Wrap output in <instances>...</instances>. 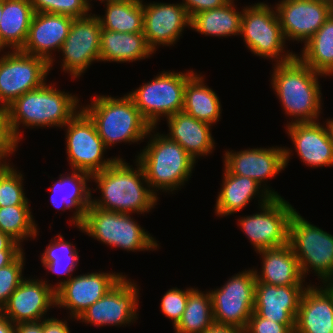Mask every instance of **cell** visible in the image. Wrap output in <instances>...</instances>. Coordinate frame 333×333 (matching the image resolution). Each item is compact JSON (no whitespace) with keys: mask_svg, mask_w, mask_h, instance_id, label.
Wrapping results in <instances>:
<instances>
[{"mask_svg":"<svg viewBox=\"0 0 333 333\" xmlns=\"http://www.w3.org/2000/svg\"><path fill=\"white\" fill-rule=\"evenodd\" d=\"M240 36L246 47L257 57L271 59L275 63L291 60L295 52L286 51L276 9L271 4L258 2L244 6Z\"/></svg>","mask_w":333,"mask_h":333,"instance_id":"52a82bcc","label":"cell"},{"mask_svg":"<svg viewBox=\"0 0 333 333\" xmlns=\"http://www.w3.org/2000/svg\"><path fill=\"white\" fill-rule=\"evenodd\" d=\"M92 100L89 105H81V109L93 121L107 149L121 142L138 144L147 138L152 126L128 94L119 98L97 95Z\"/></svg>","mask_w":333,"mask_h":333,"instance_id":"5b68a950","label":"cell"},{"mask_svg":"<svg viewBox=\"0 0 333 333\" xmlns=\"http://www.w3.org/2000/svg\"><path fill=\"white\" fill-rule=\"evenodd\" d=\"M323 286L326 288V290L332 295L333 297V275L330 277H327L323 282Z\"/></svg>","mask_w":333,"mask_h":333,"instance_id":"816d5d0a","label":"cell"},{"mask_svg":"<svg viewBox=\"0 0 333 333\" xmlns=\"http://www.w3.org/2000/svg\"><path fill=\"white\" fill-rule=\"evenodd\" d=\"M18 143L10 125L7 108H0V170L12 166L7 158L17 151Z\"/></svg>","mask_w":333,"mask_h":333,"instance_id":"b9f144b4","label":"cell"},{"mask_svg":"<svg viewBox=\"0 0 333 333\" xmlns=\"http://www.w3.org/2000/svg\"><path fill=\"white\" fill-rule=\"evenodd\" d=\"M288 244L304 278L312 270L321 282L333 275V235L311 224L296 210L289 223Z\"/></svg>","mask_w":333,"mask_h":333,"instance_id":"9c48e42d","label":"cell"},{"mask_svg":"<svg viewBox=\"0 0 333 333\" xmlns=\"http://www.w3.org/2000/svg\"><path fill=\"white\" fill-rule=\"evenodd\" d=\"M35 13H51L75 18L87 16L92 11L86 0H30Z\"/></svg>","mask_w":333,"mask_h":333,"instance_id":"f35d334b","label":"cell"},{"mask_svg":"<svg viewBox=\"0 0 333 333\" xmlns=\"http://www.w3.org/2000/svg\"><path fill=\"white\" fill-rule=\"evenodd\" d=\"M3 14V0H0V20Z\"/></svg>","mask_w":333,"mask_h":333,"instance_id":"11a10c76","label":"cell"},{"mask_svg":"<svg viewBox=\"0 0 333 333\" xmlns=\"http://www.w3.org/2000/svg\"><path fill=\"white\" fill-rule=\"evenodd\" d=\"M262 257V270L253 268L256 282L275 286H309L299 266V262L289 244L256 251ZM304 282V284H303Z\"/></svg>","mask_w":333,"mask_h":333,"instance_id":"4316f807","label":"cell"},{"mask_svg":"<svg viewBox=\"0 0 333 333\" xmlns=\"http://www.w3.org/2000/svg\"><path fill=\"white\" fill-rule=\"evenodd\" d=\"M3 316L2 308L0 307V318Z\"/></svg>","mask_w":333,"mask_h":333,"instance_id":"9f6ffc18","label":"cell"},{"mask_svg":"<svg viewBox=\"0 0 333 333\" xmlns=\"http://www.w3.org/2000/svg\"><path fill=\"white\" fill-rule=\"evenodd\" d=\"M192 287L186 289H178L177 287H173L169 289L161 298V312L168 319L172 320L173 327H175L186 308L188 294L192 290Z\"/></svg>","mask_w":333,"mask_h":333,"instance_id":"60d3db41","label":"cell"},{"mask_svg":"<svg viewBox=\"0 0 333 333\" xmlns=\"http://www.w3.org/2000/svg\"><path fill=\"white\" fill-rule=\"evenodd\" d=\"M275 5L285 40L304 44L333 12V0H281Z\"/></svg>","mask_w":333,"mask_h":333,"instance_id":"e0dca14e","label":"cell"},{"mask_svg":"<svg viewBox=\"0 0 333 333\" xmlns=\"http://www.w3.org/2000/svg\"><path fill=\"white\" fill-rule=\"evenodd\" d=\"M273 66L271 85L283 111L292 117L289 123L317 122L323 106L318 78L325 75L312 70L297 55Z\"/></svg>","mask_w":333,"mask_h":333,"instance_id":"7a4b0ae2","label":"cell"},{"mask_svg":"<svg viewBox=\"0 0 333 333\" xmlns=\"http://www.w3.org/2000/svg\"><path fill=\"white\" fill-rule=\"evenodd\" d=\"M0 250H23L22 245L0 231Z\"/></svg>","mask_w":333,"mask_h":333,"instance_id":"c3c4849f","label":"cell"},{"mask_svg":"<svg viewBox=\"0 0 333 333\" xmlns=\"http://www.w3.org/2000/svg\"><path fill=\"white\" fill-rule=\"evenodd\" d=\"M131 214L107 211L92 205L87 209L79 231L111 247L136 251H153L159 245Z\"/></svg>","mask_w":333,"mask_h":333,"instance_id":"8992f818","label":"cell"},{"mask_svg":"<svg viewBox=\"0 0 333 333\" xmlns=\"http://www.w3.org/2000/svg\"><path fill=\"white\" fill-rule=\"evenodd\" d=\"M230 1L231 0H182L180 3L191 18L196 13L221 7Z\"/></svg>","mask_w":333,"mask_h":333,"instance_id":"ee69618b","label":"cell"},{"mask_svg":"<svg viewBox=\"0 0 333 333\" xmlns=\"http://www.w3.org/2000/svg\"><path fill=\"white\" fill-rule=\"evenodd\" d=\"M203 333H244V331L234 326L213 323Z\"/></svg>","mask_w":333,"mask_h":333,"instance_id":"7dc6e473","label":"cell"},{"mask_svg":"<svg viewBox=\"0 0 333 333\" xmlns=\"http://www.w3.org/2000/svg\"><path fill=\"white\" fill-rule=\"evenodd\" d=\"M204 82L201 73L197 72L187 81L183 111L213 126L221 119L222 105L216 92Z\"/></svg>","mask_w":333,"mask_h":333,"instance_id":"4dcf8cb0","label":"cell"},{"mask_svg":"<svg viewBox=\"0 0 333 333\" xmlns=\"http://www.w3.org/2000/svg\"><path fill=\"white\" fill-rule=\"evenodd\" d=\"M294 333H333V297L323 285L307 286L295 319Z\"/></svg>","mask_w":333,"mask_h":333,"instance_id":"d4e9b609","label":"cell"},{"mask_svg":"<svg viewBox=\"0 0 333 333\" xmlns=\"http://www.w3.org/2000/svg\"><path fill=\"white\" fill-rule=\"evenodd\" d=\"M123 273L92 272L72 276L56 290V307L68 309L77 318L101 299L123 277Z\"/></svg>","mask_w":333,"mask_h":333,"instance_id":"ac0fdd59","label":"cell"},{"mask_svg":"<svg viewBox=\"0 0 333 333\" xmlns=\"http://www.w3.org/2000/svg\"><path fill=\"white\" fill-rule=\"evenodd\" d=\"M49 63L42 57L20 50L0 56V108H7L28 91L40 88L49 74Z\"/></svg>","mask_w":333,"mask_h":333,"instance_id":"7c38bea8","label":"cell"},{"mask_svg":"<svg viewBox=\"0 0 333 333\" xmlns=\"http://www.w3.org/2000/svg\"><path fill=\"white\" fill-rule=\"evenodd\" d=\"M43 333H70L67 321L58 318H43Z\"/></svg>","mask_w":333,"mask_h":333,"instance_id":"f6af8a7d","label":"cell"},{"mask_svg":"<svg viewBox=\"0 0 333 333\" xmlns=\"http://www.w3.org/2000/svg\"><path fill=\"white\" fill-rule=\"evenodd\" d=\"M258 208L260 213L238 219V226L255 251L288 244L289 223L296 209L283 197H273Z\"/></svg>","mask_w":333,"mask_h":333,"instance_id":"4fadbf2b","label":"cell"},{"mask_svg":"<svg viewBox=\"0 0 333 333\" xmlns=\"http://www.w3.org/2000/svg\"><path fill=\"white\" fill-rule=\"evenodd\" d=\"M326 121H327L328 130H329V133L331 136L332 144H333V118L326 119Z\"/></svg>","mask_w":333,"mask_h":333,"instance_id":"f5cc1de1","label":"cell"},{"mask_svg":"<svg viewBox=\"0 0 333 333\" xmlns=\"http://www.w3.org/2000/svg\"><path fill=\"white\" fill-rule=\"evenodd\" d=\"M25 252L23 251L12 263L0 268V307L8 301L10 295L25 279L23 270L25 266Z\"/></svg>","mask_w":333,"mask_h":333,"instance_id":"ab89813d","label":"cell"},{"mask_svg":"<svg viewBox=\"0 0 333 333\" xmlns=\"http://www.w3.org/2000/svg\"><path fill=\"white\" fill-rule=\"evenodd\" d=\"M143 34L155 53L158 46H172L190 28L191 18L181 3H143Z\"/></svg>","mask_w":333,"mask_h":333,"instance_id":"ffe728a7","label":"cell"},{"mask_svg":"<svg viewBox=\"0 0 333 333\" xmlns=\"http://www.w3.org/2000/svg\"><path fill=\"white\" fill-rule=\"evenodd\" d=\"M256 277L248 269L230 277L224 285L209 290L214 323L245 330L254 311Z\"/></svg>","mask_w":333,"mask_h":333,"instance_id":"30bf717a","label":"cell"},{"mask_svg":"<svg viewBox=\"0 0 333 333\" xmlns=\"http://www.w3.org/2000/svg\"><path fill=\"white\" fill-rule=\"evenodd\" d=\"M72 173V174H71ZM59 180L50 186V202L53 207L59 211L72 210L70 222L76 227H81V223L85 219L87 209L91 205V188L87 183L91 181V175L78 170H72L66 175L60 174Z\"/></svg>","mask_w":333,"mask_h":333,"instance_id":"cb8c5ba5","label":"cell"},{"mask_svg":"<svg viewBox=\"0 0 333 333\" xmlns=\"http://www.w3.org/2000/svg\"><path fill=\"white\" fill-rule=\"evenodd\" d=\"M169 133L165 134L177 142L195 161L210 155L215 149L212 125L197 120L184 111H179L167 119Z\"/></svg>","mask_w":333,"mask_h":333,"instance_id":"83f0119b","label":"cell"},{"mask_svg":"<svg viewBox=\"0 0 333 333\" xmlns=\"http://www.w3.org/2000/svg\"><path fill=\"white\" fill-rule=\"evenodd\" d=\"M101 22L96 14L75 18L61 46V69L79 78L93 62H100Z\"/></svg>","mask_w":333,"mask_h":333,"instance_id":"5bb4252c","label":"cell"},{"mask_svg":"<svg viewBox=\"0 0 333 333\" xmlns=\"http://www.w3.org/2000/svg\"><path fill=\"white\" fill-rule=\"evenodd\" d=\"M73 19V17L60 14L35 13L27 39L20 51L44 58L49 63V70H51L55 62V56L53 57L52 53L60 52Z\"/></svg>","mask_w":333,"mask_h":333,"instance_id":"44dd1931","label":"cell"},{"mask_svg":"<svg viewBox=\"0 0 333 333\" xmlns=\"http://www.w3.org/2000/svg\"><path fill=\"white\" fill-rule=\"evenodd\" d=\"M25 278L2 307L3 316L14 325L37 322L46 318L48 310L56 307V290L46 279Z\"/></svg>","mask_w":333,"mask_h":333,"instance_id":"d6986e66","label":"cell"},{"mask_svg":"<svg viewBox=\"0 0 333 333\" xmlns=\"http://www.w3.org/2000/svg\"><path fill=\"white\" fill-rule=\"evenodd\" d=\"M35 12L30 0H3L0 20V53L4 49L21 50Z\"/></svg>","mask_w":333,"mask_h":333,"instance_id":"f546056e","label":"cell"},{"mask_svg":"<svg viewBox=\"0 0 333 333\" xmlns=\"http://www.w3.org/2000/svg\"><path fill=\"white\" fill-rule=\"evenodd\" d=\"M188 72L162 71L154 79L143 83L136 90L127 93L144 119L156 127L161 117L166 119L183 111L184 88L187 81L195 74Z\"/></svg>","mask_w":333,"mask_h":333,"instance_id":"ba28073f","label":"cell"},{"mask_svg":"<svg viewBox=\"0 0 333 333\" xmlns=\"http://www.w3.org/2000/svg\"><path fill=\"white\" fill-rule=\"evenodd\" d=\"M14 167L0 170V207L30 203L24 193L23 174Z\"/></svg>","mask_w":333,"mask_h":333,"instance_id":"74e56055","label":"cell"},{"mask_svg":"<svg viewBox=\"0 0 333 333\" xmlns=\"http://www.w3.org/2000/svg\"><path fill=\"white\" fill-rule=\"evenodd\" d=\"M244 333H293L286 325L267 320L253 311Z\"/></svg>","mask_w":333,"mask_h":333,"instance_id":"7bdbcfd3","label":"cell"},{"mask_svg":"<svg viewBox=\"0 0 333 333\" xmlns=\"http://www.w3.org/2000/svg\"><path fill=\"white\" fill-rule=\"evenodd\" d=\"M139 287L125 275L101 299L89 306L77 321L93 326H130L138 320ZM127 324V325H126Z\"/></svg>","mask_w":333,"mask_h":333,"instance_id":"2e32d148","label":"cell"},{"mask_svg":"<svg viewBox=\"0 0 333 333\" xmlns=\"http://www.w3.org/2000/svg\"><path fill=\"white\" fill-rule=\"evenodd\" d=\"M129 165L125 159H116L106 169L92 175L101 191V197L91 198V205L107 211L125 214L149 213L158 198L150 189L140 163Z\"/></svg>","mask_w":333,"mask_h":333,"instance_id":"6da1fadb","label":"cell"},{"mask_svg":"<svg viewBox=\"0 0 333 333\" xmlns=\"http://www.w3.org/2000/svg\"><path fill=\"white\" fill-rule=\"evenodd\" d=\"M286 124L295 152L301 161L311 168L333 166V144L328 130L327 121Z\"/></svg>","mask_w":333,"mask_h":333,"instance_id":"603a6c76","label":"cell"},{"mask_svg":"<svg viewBox=\"0 0 333 333\" xmlns=\"http://www.w3.org/2000/svg\"><path fill=\"white\" fill-rule=\"evenodd\" d=\"M104 5L105 14L98 15L103 29L124 33L143 32V0H120Z\"/></svg>","mask_w":333,"mask_h":333,"instance_id":"836d02e7","label":"cell"},{"mask_svg":"<svg viewBox=\"0 0 333 333\" xmlns=\"http://www.w3.org/2000/svg\"><path fill=\"white\" fill-rule=\"evenodd\" d=\"M214 323L210 292L193 288L188 294L186 308L179 323L173 328L175 333H203Z\"/></svg>","mask_w":333,"mask_h":333,"instance_id":"d590c367","label":"cell"},{"mask_svg":"<svg viewBox=\"0 0 333 333\" xmlns=\"http://www.w3.org/2000/svg\"><path fill=\"white\" fill-rule=\"evenodd\" d=\"M90 1H92V0H86V2H87V4H88V6L90 7V9L92 8V4L90 3ZM95 1V0H94ZM97 1V0H96ZM98 1H100V3L101 2H104V3H107V2H115V1H120V0H98Z\"/></svg>","mask_w":333,"mask_h":333,"instance_id":"db71d44e","label":"cell"},{"mask_svg":"<svg viewBox=\"0 0 333 333\" xmlns=\"http://www.w3.org/2000/svg\"><path fill=\"white\" fill-rule=\"evenodd\" d=\"M291 153L290 148L278 146L249 148L237 152L227 150L223 163L232 174L254 179L272 197H281L277 191L271 190L266 182L287 167L289 158L293 155Z\"/></svg>","mask_w":333,"mask_h":333,"instance_id":"9a60e30c","label":"cell"},{"mask_svg":"<svg viewBox=\"0 0 333 333\" xmlns=\"http://www.w3.org/2000/svg\"><path fill=\"white\" fill-rule=\"evenodd\" d=\"M0 333H15V325L4 316L0 318Z\"/></svg>","mask_w":333,"mask_h":333,"instance_id":"f907efd6","label":"cell"},{"mask_svg":"<svg viewBox=\"0 0 333 333\" xmlns=\"http://www.w3.org/2000/svg\"><path fill=\"white\" fill-rule=\"evenodd\" d=\"M223 172L222 187L218 192L214 207L216 216L226 217V215L230 216L240 212L256 196L259 198V206L273 198L254 179L232 174L225 166Z\"/></svg>","mask_w":333,"mask_h":333,"instance_id":"484cf974","label":"cell"},{"mask_svg":"<svg viewBox=\"0 0 333 333\" xmlns=\"http://www.w3.org/2000/svg\"><path fill=\"white\" fill-rule=\"evenodd\" d=\"M305 286H275L256 282L254 312L260 317L286 325L293 333Z\"/></svg>","mask_w":333,"mask_h":333,"instance_id":"7402d4cb","label":"cell"},{"mask_svg":"<svg viewBox=\"0 0 333 333\" xmlns=\"http://www.w3.org/2000/svg\"><path fill=\"white\" fill-rule=\"evenodd\" d=\"M31 210L29 205L0 207V231L20 245L25 239H35L39 231Z\"/></svg>","mask_w":333,"mask_h":333,"instance_id":"8d00e7d4","label":"cell"},{"mask_svg":"<svg viewBox=\"0 0 333 333\" xmlns=\"http://www.w3.org/2000/svg\"><path fill=\"white\" fill-rule=\"evenodd\" d=\"M15 333H43V321L17 323Z\"/></svg>","mask_w":333,"mask_h":333,"instance_id":"bcb514c9","label":"cell"},{"mask_svg":"<svg viewBox=\"0 0 333 333\" xmlns=\"http://www.w3.org/2000/svg\"><path fill=\"white\" fill-rule=\"evenodd\" d=\"M303 47L301 55H296L308 67L325 77L333 76V12Z\"/></svg>","mask_w":333,"mask_h":333,"instance_id":"d6a6232c","label":"cell"},{"mask_svg":"<svg viewBox=\"0 0 333 333\" xmlns=\"http://www.w3.org/2000/svg\"><path fill=\"white\" fill-rule=\"evenodd\" d=\"M47 81L28 91L7 107L13 134L20 142L19 127H64L81 109L77 96L58 90ZM79 109V110H78Z\"/></svg>","mask_w":333,"mask_h":333,"instance_id":"3957f363","label":"cell"},{"mask_svg":"<svg viewBox=\"0 0 333 333\" xmlns=\"http://www.w3.org/2000/svg\"><path fill=\"white\" fill-rule=\"evenodd\" d=\"M62 128L66 130V153L72 170L92 176L120 159L118 156L104 158L107 148L93 121L82 109Z\"/></svg>","mask_w":333,"mask_h":333,"instance_id":"8fae6325","label":"cell"},{"mask_svg":"<svg viewBox=\"0 0 333 333\" xmlns=\"http://www.w3.org/2000/svg\"><path fill=\"white\" fill-rule=\"evenodd\" d=\"M235 0H231L212 10L201 11L191 17L190 29L196 32L215 37H228L240 35L242 11L237 10Z\"/></svg>","mask_w":333,"mask_h":333,"instance_id":"1f68e13d","label":"cell"},{"mask_svg":"<svg viewBox=\"0 0 333 333\" xmlns=\"http://www.w3.org/2000/svg\"><path fill=\"white\" fill-rule=\"evenodd\" d=\"M79 253L76 246L72 245L64 239L63 235L57 234L54 239L46 246L41 256L42 266L48 272L57 274V276L67 275L65 280H60L53 288L57 290L64 282L68 281L73 275L72 272L76 269L79 262Z\"/></svg>","mask_w":333,"mask_h":333,"instance_id":"e575fe53","label":"cell"},{"mask_svg":"<svg viewBox=\"0 0 333 333\" xmlns=\"http://www.w3.org/2000/svg\"><path fill=\"white\" fill-rule=\"evenodd\" d=\"M154 52L148 47L143 32L124 33L101 28L100 62H133L144 60Z\"/></svg>","mask_w":333,"mask_h":333,"instance_id":"f1b7e54d","label":"cell"},{"mask_svg":"<svg viewBox=\"0 0 333 333\" xmlns=\"http://www.w3.org/2000/svg\"><path fill=\"white\" fill-rule=\"evenodd\" d=\"M155 130L156 127L150 129L147 135L150 140L135 160L142 166L149 187L157 196L159 190L169 193L184 186L196 161L177 142Z\"/></svg>","mask_w":333,"mask_h":333,"instance_id":"277c9868","label":"cell"},{"mask_svg":"<svg viewBox=\"0 0 333 333\" xmlns=\"http://www.w3.org/2000/svg\"><path fill=\"white\" fill-rule=\"evenodd\" d=\"M24 250H0V268L12 263Z\"/></svg>","mask_w":333,"mask_h":333,"instance_id":"681fc988","label":"cell"}]
</instances>
